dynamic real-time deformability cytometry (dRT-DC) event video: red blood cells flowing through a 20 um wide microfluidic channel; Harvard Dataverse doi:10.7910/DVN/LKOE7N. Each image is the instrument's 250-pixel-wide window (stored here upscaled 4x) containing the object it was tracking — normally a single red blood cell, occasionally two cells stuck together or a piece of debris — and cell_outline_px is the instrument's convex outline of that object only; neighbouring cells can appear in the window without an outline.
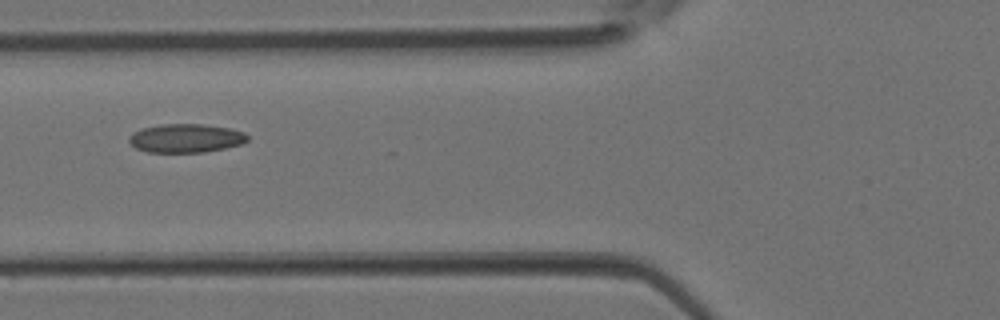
{"species": "Egyptian fruit bat (a non-hibernating species)", "species_latin": "Rousettus aegyptiacus", "temperature_condition": "room temperature", "stored_images_in_passage": 3, "camera_frame_rate_fps": 3000, "um_per_image_px": 0.085, "animal": {"sex": "female"}, "frame": {"image": 1, "passage_image": 3, "time_ms": 0.667, "image_size_px": [1000, 320], "cell_outline_px": [[248, 140], [244, 144], [204, 152], [148, 152], [136, 148], [128, 140], [128, 136], [132, 132], [140, 128], [160, 124], [200, 124], [228, 128], [244, 132], [248, 136]], "centroid_in_image_um": [15.78, 11.74], "position_along_channel_um": 110.0, "area_um2": 19.88}}